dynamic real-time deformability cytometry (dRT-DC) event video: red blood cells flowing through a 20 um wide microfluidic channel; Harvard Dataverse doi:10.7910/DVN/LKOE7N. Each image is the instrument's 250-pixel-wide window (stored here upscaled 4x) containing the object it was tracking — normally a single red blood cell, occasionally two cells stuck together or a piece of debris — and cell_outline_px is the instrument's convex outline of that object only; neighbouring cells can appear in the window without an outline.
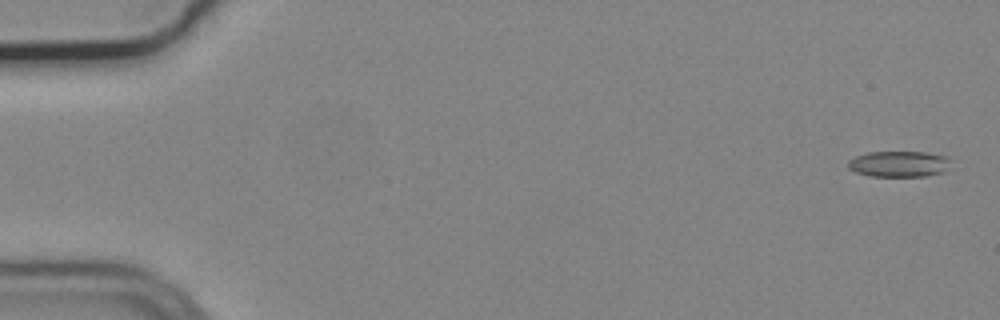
{"species": "common noctule bat (a hibernating species)", "species_latin": "Nyctalus noctula", "temperature_condition": "cold", "stored_images_in_passage": 6, "camera_frame_rate_fps": 3000, "um_per_image_px": 0.085, "animal": {"sex": "male", "body_mass_g": 19.2, "forearm_length_mm": 51.8}, "frame": {"image": 1, "passage_image": 1, "time_ms": 0.0, "image_size_px": [1000, 320], "cell_outline_px": [[952, 168], [944, 172], [928, 176], [868, 176], [856, 172], [848, 168], [848, 160], [856, 156], [868, 152], [928, 152], [948, 156]], "centroid_in_image_um": [76.47, 13.94], "position_along_channel_um": 8.5, "area_um2": 15.84}}
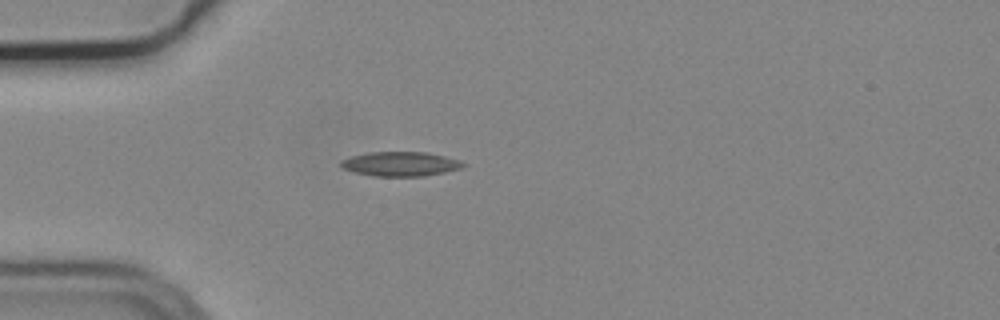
{"frame": {"image": 2, "passage_image": 5, "time_ms": 1.333, "image_size_px": [1000, 320], "cell_outline_px": [[468, 164], [460, 168], [444, 172], [424, 176], [372, 176], [352, 172], [344, 168], [340, 164], [340, 160], [352, 156], [368, 152], [428, 152], [460, 160]], "centroid_in_image_um": [34.03, 13.93], "position_along_channel_um": 51.0, "area_um2": 17.46}}